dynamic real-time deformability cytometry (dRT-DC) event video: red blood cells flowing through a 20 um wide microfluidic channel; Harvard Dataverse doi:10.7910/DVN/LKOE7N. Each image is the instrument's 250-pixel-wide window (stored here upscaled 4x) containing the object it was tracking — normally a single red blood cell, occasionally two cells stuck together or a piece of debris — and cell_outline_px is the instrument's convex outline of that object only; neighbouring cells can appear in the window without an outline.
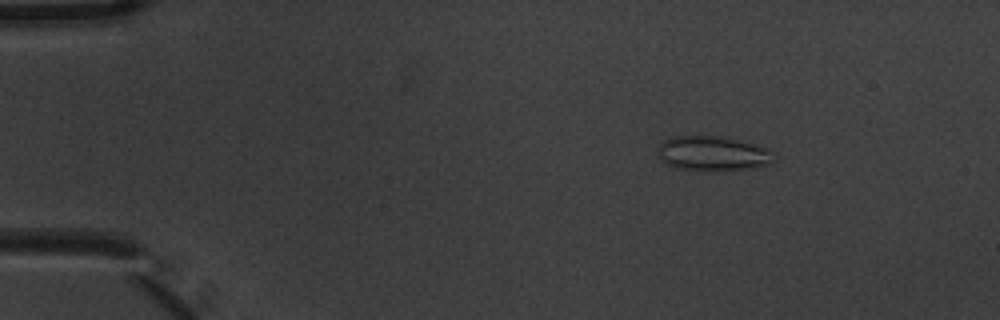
{"species": "common noctule bat (a hibernating species)", "species_latin": "Nyctalus noctula", "temperature_condition": "warm", "stored_images_in_passage": 5, "camera_frame_rate_fps": 3000, "um_per_image_px": 0.085, "animal": {"sex": "male", "body_mass_g": 20.1, "forearm_length_mm": 53.5}, "frame": {"image": 1, "passage_image": 2, "time_ms": 0.333, "image_size_px": [1000, 320], "cell_outline_px": [[776, 156], [772, 164], [752, 168], [676, 168], [660, 160], [656, 156], [660, 144], [664, 140], [676, 136], [720, 136], [768, 148]], "centroid_in_image_um": [60.59, 13.01], "position_along_channel_um": 24.4, "area_um2": 22.72}}
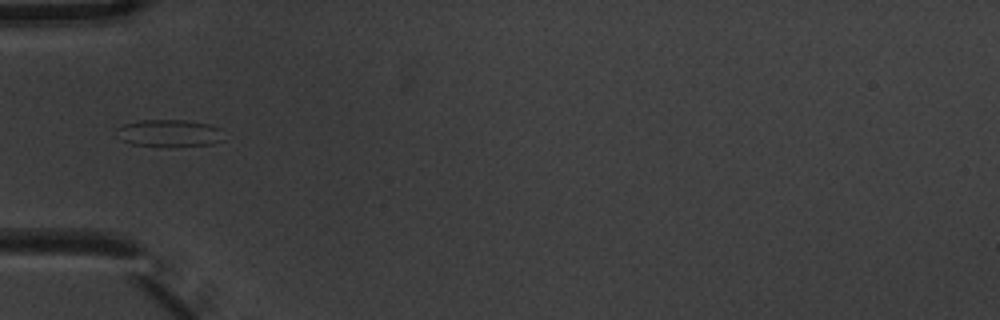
{"frame": {"image": 2, "passage_image": 5, "time_ms": 1.333, "image_size_px": [1000, 320], "cell_outline_px": [[224, 140], [212, 144], [132, 144], [120, 140], [116, 128], [124, 124], [140, 120], [184, 120], [212, 124], [220, 128]], "centroid_in_image_um": [14.4, 11.27], "position_along_channel_um": 70.6, "area_um2": 16.36}}